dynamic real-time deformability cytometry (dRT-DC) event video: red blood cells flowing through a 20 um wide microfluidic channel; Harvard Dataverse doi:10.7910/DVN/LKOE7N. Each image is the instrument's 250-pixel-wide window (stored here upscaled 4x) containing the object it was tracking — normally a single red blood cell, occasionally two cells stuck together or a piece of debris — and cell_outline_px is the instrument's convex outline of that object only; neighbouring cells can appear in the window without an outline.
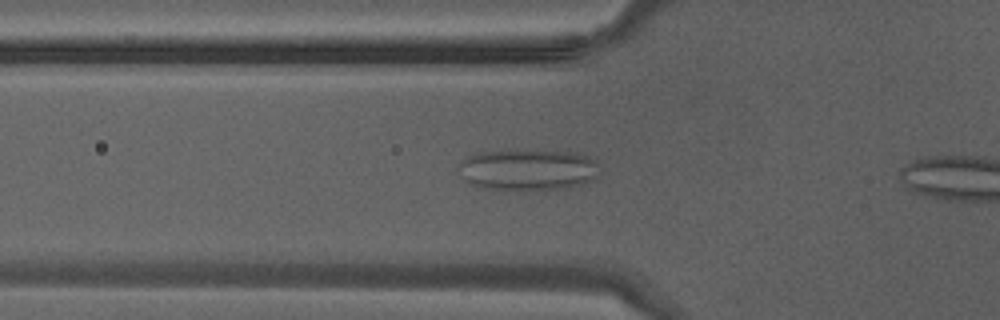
{"species": "Egyptian fruit bat (a non-hibernating species)", "species_latin": "Rousettus aegyptiacus", "temperature_condition": "warm", "stored_images_in_passage": 5, "camera_frame_rate_fps": 3000, "um_per_image_px": 0.085, "animal": {"sex": "male"}, "frame": {"image": 1, "passage_image": 4, "time_ms": 1.0, "image_size_px": [1000, 320], "cell_outline_px": [[596, 180], [580, 184], [560, 188], [528, 192], [524, 192], [480, 188], [468, 184], [456, 172], [456, 164], [460, 160], [476, 152], [576, 152], [588, 156], [596, 160]], "centroid_in_image_um": [44.76, 14.48], "position_along_channel_um": 81.0, "area_um2": 34.33}}